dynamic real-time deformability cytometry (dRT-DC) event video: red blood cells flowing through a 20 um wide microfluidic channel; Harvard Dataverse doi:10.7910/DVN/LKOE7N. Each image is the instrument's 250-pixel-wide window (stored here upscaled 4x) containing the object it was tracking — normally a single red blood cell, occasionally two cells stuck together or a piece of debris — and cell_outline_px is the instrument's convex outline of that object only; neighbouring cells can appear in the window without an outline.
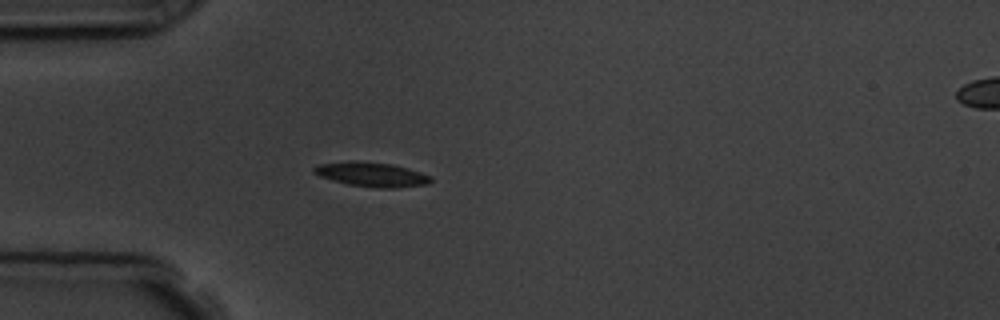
{"species": "common noctule bat (a hibernating species)", "species_latin": "Nyctalus noctula", "temperature_condition": "room temperature", "stored_images_in_passage": 5, "segment_of_instrument_passage": [1, 2], "camera_frame_rate_fps": 3000, "um_per_image_px": 0.085, "animal": {"sex": "male", "body_mass_g": 19.5, "forearm_length_mm": 54.6}, "frame": {"image": 1, "passage_image": 4, "time_ms": 3.333, "image_size_px": [1000, 320], "cell_outline_px": [[432, 180], [428, 184], [396, 188], [380, 188], [348, 184], [320, 176], [312, 172], [312, 168], [320, 164], [352, 160], [356, 160], [392, 164], [408, 168], [432, 176]], "centroid_in_image_um": [31.61, 14.82], "position_along_channel_um": 53.4, "area_um2": 16.65}}